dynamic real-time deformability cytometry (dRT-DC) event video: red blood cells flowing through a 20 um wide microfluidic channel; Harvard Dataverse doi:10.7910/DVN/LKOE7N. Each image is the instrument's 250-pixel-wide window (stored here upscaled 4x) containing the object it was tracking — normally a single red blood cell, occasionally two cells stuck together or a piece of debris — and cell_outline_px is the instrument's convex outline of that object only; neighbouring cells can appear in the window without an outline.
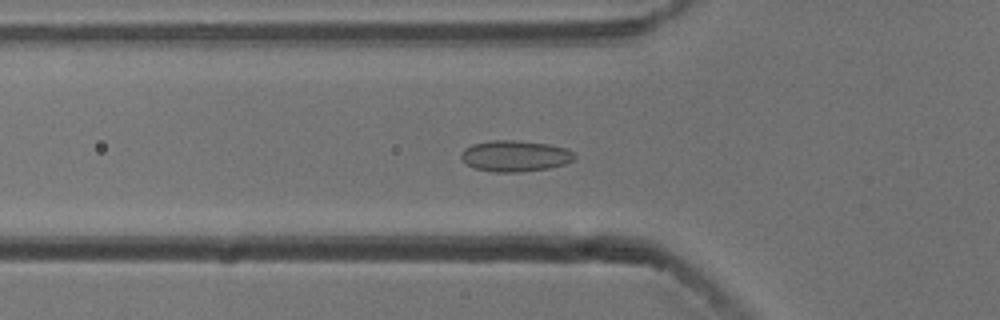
{"species": "common noctule bat (a hibernating species)", "species_latin": "Nyctalus noctula", "temperature_condition": "cold", "stored_images_in_passage": 55, "camera_frame_rate_fps": 3000, "um_per_image_px": 0.085, "animal": {"sex": "male", "body_mass_g": 13.3}, "frame": {"image": 1, "passage_image": 19, "time_ms": 6.0, "image_size_px": [1000, 320], "cell_outline_px": [[576, 156], [572, 160], [564, 164], [548, 168], [516, 172], [492, 172], [476, 168], [468, 164], [460, 156], [460, 152], [464, 148], [472, 144], [492, 140], [516, 140], [548, 144], [564, 148], [572, 152]], "centroid_in_image_um": [43.75, 13.25], "position_along_channel_um": 82.1, "area_um2": 20.35}}
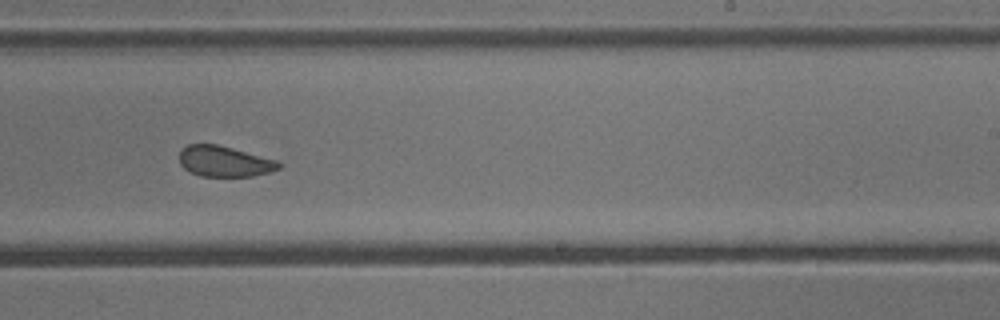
{"frame": {"image": 2, "passage_image": 34, "time_ms": 11.0, "image_size_px": [1000, 320], "cell_outline_px": [[280, 168], [272, 172], [252, 176], [200, 176], [188, 172], [180, 164], [180, 152], [188, 144], [216, 144], [232, 148], [276, 160], [280, 164]], "centroid_in_image_um": [19.06, 13.73], "position_along_channel_um": 269.9, "area_um2": 17.69}}
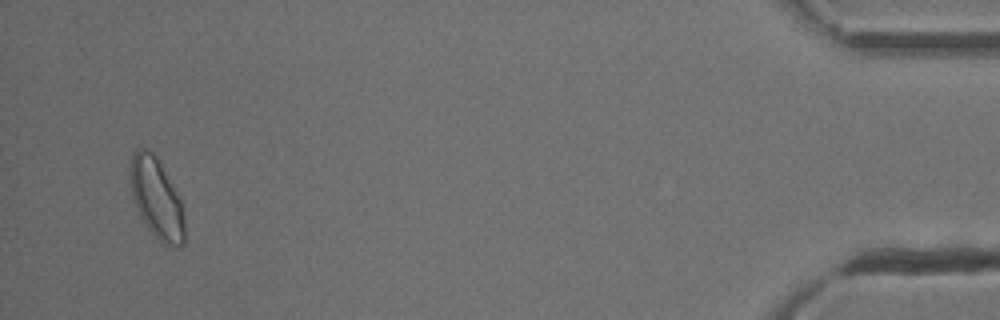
{"frame": {"image": 3, "passage_image": 53, "time_ms": 17.333, "image_size_px": [1000, 320], "cell_outline_px": [[184, 244], [180, 248], [172, 248], [164, 244], [148, 228], [140, 216], [132, 200], [128, 180], [132, 152], [136, 148], [148, 148], [160, 160], [180, 200], [184, 212]], "centroid_in_image_um": [13.28, 16.84], "position_along_channel_um": 421.9, "area_um2": 26.01}, "authors_computed_cell_mechanics": {"area_um2": 20.3456, "velocity_mm_per_s": 3.7389, "shape_relaxation_time_tau1_ms": null, "shape_relaxation_time_tau2_ms": 1.5684, "deformation_change_tau1": null, "deformation_change_tau2": 0.0612}}